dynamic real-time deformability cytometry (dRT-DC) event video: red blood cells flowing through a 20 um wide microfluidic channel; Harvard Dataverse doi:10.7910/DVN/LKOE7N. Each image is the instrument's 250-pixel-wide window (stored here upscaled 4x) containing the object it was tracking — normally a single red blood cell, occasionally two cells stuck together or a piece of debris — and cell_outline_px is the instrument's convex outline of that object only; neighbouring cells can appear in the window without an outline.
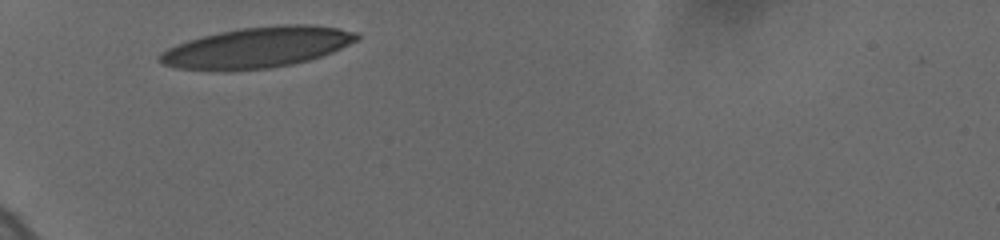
{"species": "human", "species_latin": "Homo sapiens", "temperature_condition": "cold", "stored_images_in_passage": 14, "camera_frame_rate_fps": 3000, "um_per_image_px": 0.085, "donor": {"sex": "female"}, "frame": {"image": 1, "passage_image": 1, "time_ms": 0.0, "image_size_px": [1000, 240], "cell_outline_px": [[360, 40], [332, 52], [308, 60], [292, 64], [268, 68], [176, 68], [160, 64], [160, 52], [176, 44], [188, 40], [220, 32], [244, 28], [280, 24], [308, 24], [340, 28], [356, 32], [360, 36]], "centroid_in_image_um": [21.95, 3.99], "position_along_channel_um": 63.1, "area_um2": 45.66}}
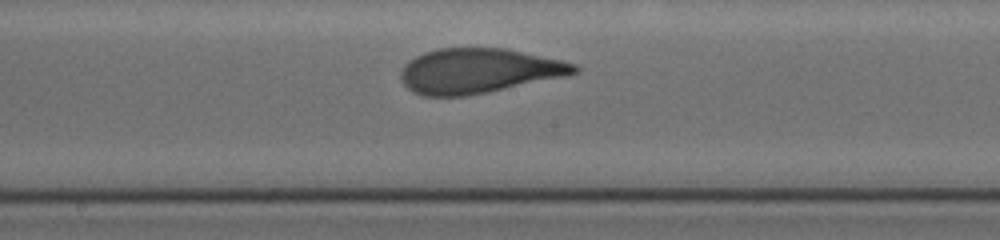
{"frame": {"image": 2, "passage_image": 7, "time_ms": 4.333, "image_size_px": [1000, 240], "cell_outline_px": [[580, 72], [568, 76], [488, 92], [464, 96], [424, 96], [412, 92], [404, 84], [400, 76], [400, 72], [404, 64], [408, 60], [424, 52], [440, 48], [504, 48], [560, 60], [576, 64], [580, 68]], "centroid_in_image_um": [40.68, 6.03], "position_along_channel_um": 207.5, "area_um2": 45.43}}
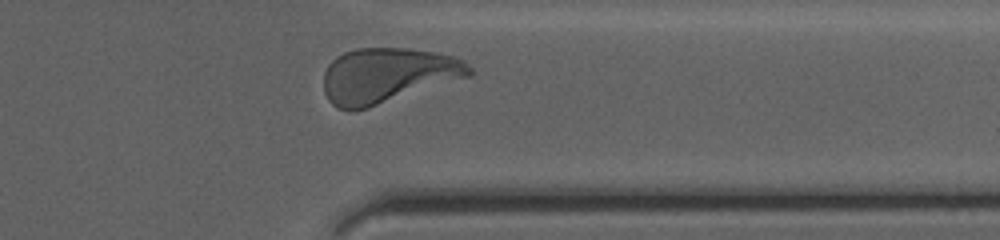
{"frame": {"image": 3, "passage_image": 14, "time_ms": 9.0, "image_size_px": [1000, 240], "cell_outline_px": [[472, 72], [468, 76], [368, 108], [352, 112], [348, 112], [336, 108], [328, 100], [324, 92], [324, 72], [328, 64], [336, 56], [344, 52], [356, 48], [408, 48], [436, 52], [452, 56], [464, 60], [472, 68]], "centroid_in_image_um": [32.88, 6.41], "position_along_channel_um": 378.5, "area_um2": 46.88}, "authors_computed_cell_mechanics": {"area_um2": 45.4019, "velocity_mm_per_s": 3.6683, "shape_relaxation_time_tau1_ms": 3.393, "shape_relaxation_time_tau2_ms": null, "deformation_change_tau1": 0.178, "deformation_change_tau2": null}}